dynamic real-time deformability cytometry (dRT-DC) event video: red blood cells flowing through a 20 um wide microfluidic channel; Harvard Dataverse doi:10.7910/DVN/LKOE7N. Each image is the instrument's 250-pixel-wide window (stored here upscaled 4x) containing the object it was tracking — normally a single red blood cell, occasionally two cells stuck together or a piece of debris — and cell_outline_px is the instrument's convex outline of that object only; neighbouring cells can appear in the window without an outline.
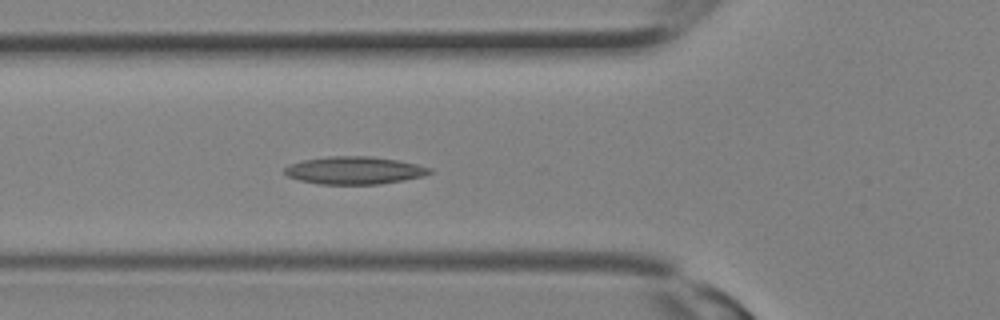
{"species": "Egyptian fruit bat (a non-hibernating species)", "species_latin": "Rousettus aegyptiacus", "temperature_condition": "room temperature", "stored_images_in_passage": 20, "camera_frame_rate_fps": 3000, "um_per_image_px": 0.085, "animal": {"sex": "female"}, "frame": {"image": 1, "passage_image": 11, "time_ms": 3.333, "image_size_px": [1000, 320], "cell_outline_px": [[432, 172], [424, 176], [404, 180], [380, 184], [320, 184], [300, 180], [288, 176], [284, 172], [284, 168], [288, 164], [304, 160], [328, 156], [372, 156], [396, 160], [416, 164], [432, 168]], "centroid_in_image_um": [30.13, 14.48], "position_along_channel_um": 95.7, "area_um2": 23.35}}
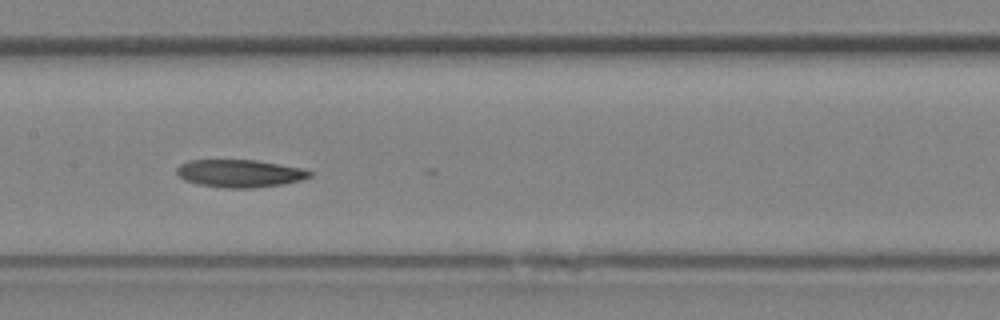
{"frame": {"image": 2, "passage_image": 15, "time_ms": 4.667, "image_size_px": [1000, 320], "cell_outline_px": [[312, 176], [300, 180], [284, 184], [252, 188], [228, 188], [200, 184], [184, 180], [176, 172], [176, 168], [180, 164], [188, 160], [256, 160], [300, 168], [312, 172]], "centroid_in_image_um": [20.36, 14.74], "position_along_channel_um": 187.0, "area_um2": 21.27}}
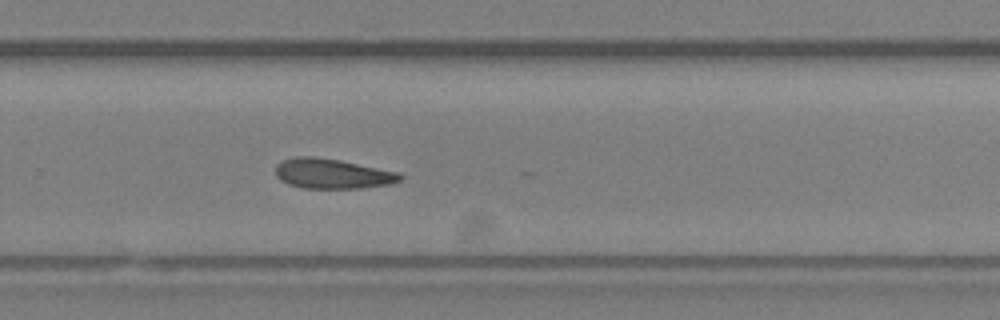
{"frame": {"image": 3, "passage_image": 20, "time_ms": 6.333, "image_size_px": [1000, 320], "cell_outline_px": [[404, 176], [400, 180], [392, 184], [360, 188], [304, 188], [288, 184], [280, 180], [276, 176], [276, 164], [284, 160], [296, 156], [312, 156], [340, 160], [400, 172]], "centroid_in_image_um": [28.27, 14.76], "position_along_channel_um": 301.5, "area_um2": 21.85}}